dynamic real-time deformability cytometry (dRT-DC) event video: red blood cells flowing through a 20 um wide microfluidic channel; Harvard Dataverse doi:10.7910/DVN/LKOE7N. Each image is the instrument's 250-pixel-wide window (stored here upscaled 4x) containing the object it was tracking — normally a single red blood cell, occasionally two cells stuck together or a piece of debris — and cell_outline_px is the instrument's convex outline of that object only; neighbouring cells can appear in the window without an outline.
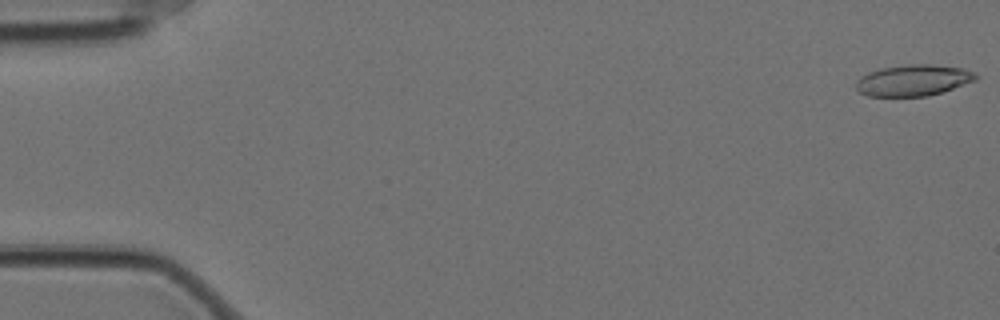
{"species": "Egyptian fruit bat (a non-hibernating species)", "species_latin": "Rousettus aegyptiacus", "temperature_condition": "cold", "stored_images_in_passage": 58, "camera_frame_rate_fps": 3000, "um_per_image_px": 0.085, "animal": {"sex": "female"}, "frame": {"image": 1, "passage_image": 1, "time_ms": 0.0, "image_size_px": [1000, 320], "cell_outline_px": [[980, 76], [976, 80], [928, 96], [868, 96], [860, 92], [856, 88], [856, 80], [860, 76], [868, 72], [884, 68], [908, 64], [932, 64], [964, 68], [976, 72]], "centroid_in_image_um": [77.65, 6.81], "position_along_channel_um": 7.4, "area_um2": 21.79}}
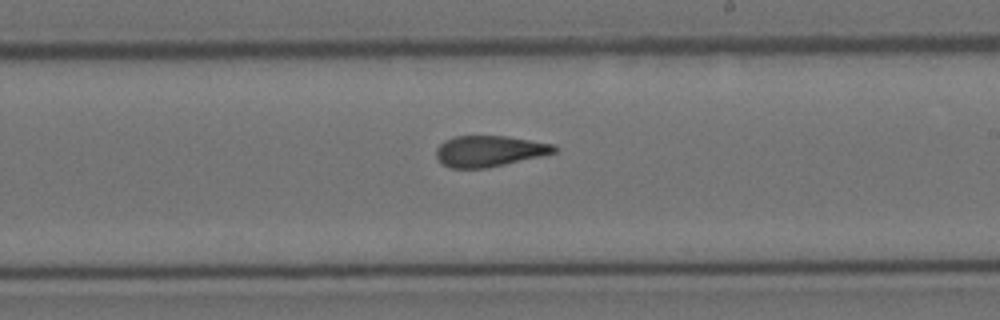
{"frame": {"image": 2, "passage_image": 34, "time_ms": 11.0, "image_size_px": [1000, 320], "cell_outline_px": [[560, 148], [556, 152], [540, 156], [488, 168], [452, 168], [440, 164], [436, 156], [436, 148], [444, 140], [456, 136], [504, 136], [556, 144]], "centroid_in_image_um": [41.59, 12.84], "position_along_channel_um": 247.4, "area_um2": 21.44}}
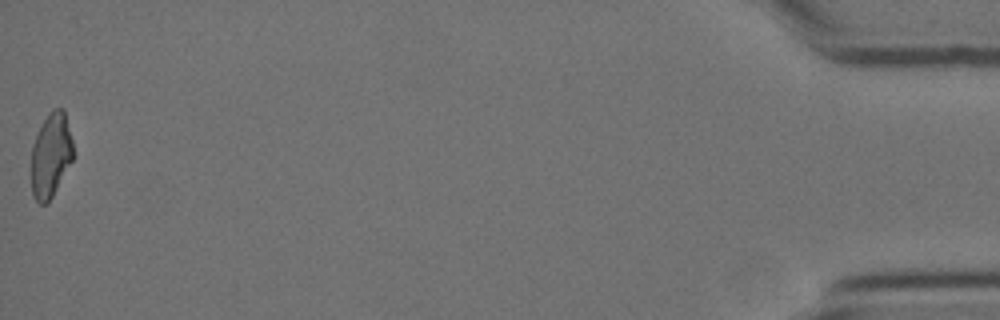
{"frame": {"image": 3, "passage_image": 58, "time_ms": 19.0, "image_size_px": [1000, 320], "cell_outline_px": [[72, 160], [48, 204], [40, 204], [32, 196], [32, 144], [48, 112], [52, 108], [64, 108], [72, 140]], "centroid_in_image_um": [4.32, 13.19], "position_along_channel_um": 430.9, "area_um2": 20.4}, "authors_computed_cell_mechanics": {"area_um2": 22.0218, "velocity_mm_per_s": 3.4998, "shape_relaxation_time_tau1_ms": null, "shape_relaxation_time_tau2_ms": 2.6519, "deformation_change_tau1": null, "deformation_change_tau2": 0.1005}}